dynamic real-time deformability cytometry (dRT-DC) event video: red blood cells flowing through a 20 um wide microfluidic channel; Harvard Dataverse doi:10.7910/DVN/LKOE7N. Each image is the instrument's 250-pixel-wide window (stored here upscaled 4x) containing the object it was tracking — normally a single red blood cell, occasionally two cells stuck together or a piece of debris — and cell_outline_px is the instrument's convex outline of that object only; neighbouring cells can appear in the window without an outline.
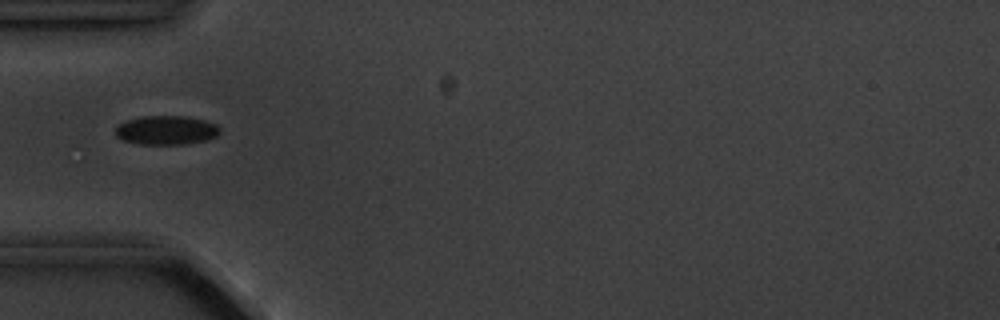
{"species": "common noctule bat (a hibernating species)", "species_latin": "Nyctalus noctula", "temperature_condition": "cold", "stored_images_in_passage": 8, "camera_frame_rate_fps": 3000, "um_per_image_px": 0.085, "animal": {"sex": "male", "body_mass_g": 20.1, "forearm_length_mm": 53.5}, "frame": {"image": 1, "passage_image": 6, "time_ms": 5.667, "image_size_px": [1000, 320], "cell_outline_px": [[220, 132], [216, 136], [208, 140], [184, 144], [140, 144], [124, 140], [116, 136], [116, 128], [120, 124], [128, 120], [140, 116], [184, 116], [204, 120], [216, 124], [220, 128]], "centroid_in_image_um": [14.16, 11.06], "position_along_channel_um": 70.8, "area_um2": 17.57}}